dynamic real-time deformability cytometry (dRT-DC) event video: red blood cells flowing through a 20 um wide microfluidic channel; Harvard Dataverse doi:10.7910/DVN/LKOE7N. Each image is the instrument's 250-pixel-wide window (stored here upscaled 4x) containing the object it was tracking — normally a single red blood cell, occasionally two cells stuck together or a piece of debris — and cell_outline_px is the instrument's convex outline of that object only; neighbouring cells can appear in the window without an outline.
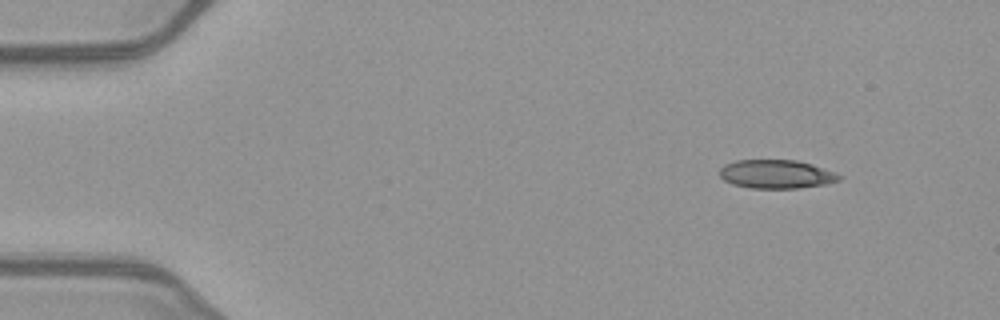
{"species": "common noctule bat (a hibernating species)", "species_latin": "Nyctalus noctula", "temperature_condition": "warm", "stored_images_in_passage": 11, "camera_frame_rate_fps": 3000, "um_per_image_px": 0.085, "animal": {"sex": "female", "body_mass_g": 21.9}, "frame": {"image": 1, "passage_image": 1, "time_ms": 0.0, "image_size_px": [1000, 320], "cell_outline_px": [[844, 176], [840, 180], [824, 184], [796, 188], [748, 188], [732, 184], [724, 180], [720, 176], [720, 168], [724, 164], [736, 160], [796, 160], [812, 164], [836, 172]], "centroid_in_image_um": [65.99, 14.8], "position_along_channel_um": 19.0, "area_um2": 20.06}}
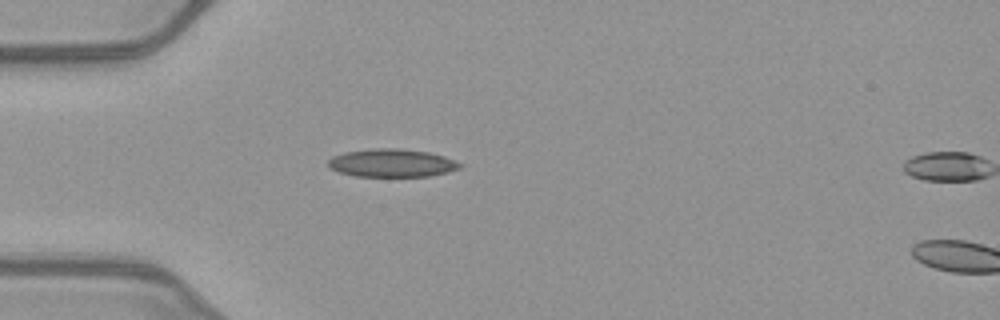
{"frame": {"image": 2, "passage_image": 10, "time_ms": 3.0, "image_size_px": [1000, 320], "cell_outline_px": [[464, 164], [460, 168], [448, 172], [428, 176], [356, 176], [340, 172], [332, 168], [328, 164], [328, 160], [332, 156], [344, 152], [372, 148], [400, 148], [428, 152], [444, 156], [456, 160]], "centroid_in_image_um": [33.34, 13.84], "position_along_channel_um": 51.7, "area_um2": 21.56}}